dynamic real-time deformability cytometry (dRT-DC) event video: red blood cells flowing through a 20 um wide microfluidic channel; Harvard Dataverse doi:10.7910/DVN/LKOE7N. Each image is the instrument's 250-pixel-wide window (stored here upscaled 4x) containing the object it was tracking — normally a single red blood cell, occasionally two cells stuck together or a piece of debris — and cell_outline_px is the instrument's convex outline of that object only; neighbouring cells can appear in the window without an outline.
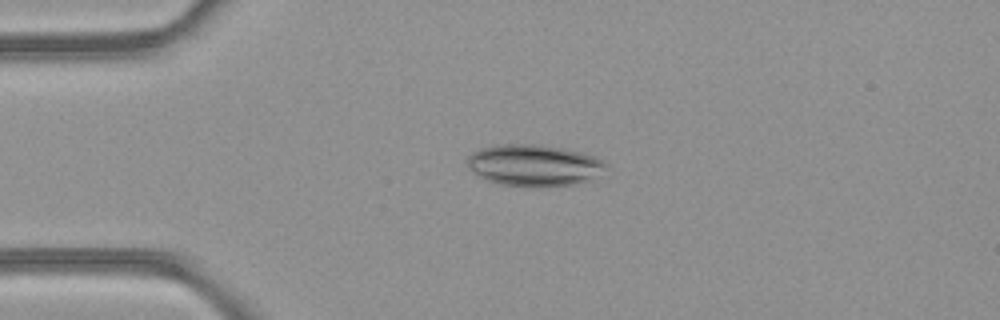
{"species": "common noctule bat (a hibernating species)", "species_latin": "Nyctalus noctula", "temperature_condition": "room temperature", "stored_images_in_passage": 48, "camera_frame_rate_fps": 3000, "um_per_image_px": 0.085, "animal": {"sex": "female", "body_mass_g": 21.9}, "frame": {"image": 1, "passage_image": 11, "time_ms": 3.333, "image_size_px": [1000, 320], "cell_outline_px": [[604, 164], [588, 180], [572, 184], [500, 184], [488, 180], [480, 176], [468, 168], [468, 156], [472, 152], [480, 148], [496, 144], [532, 144], [564, 148], [584, 152], [596, 156], [604, 160]], "centroid_in_image_um": [45.31, 13.98], "position_along_channel_um": 39.7, "area_um2": 32.25}}
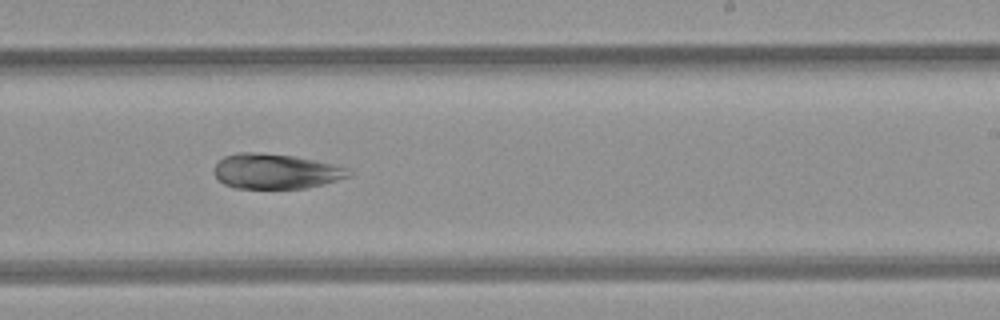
{"frame": {"image": 2, "passage_image": 29, "time_ms": 9.333, "image_size_px": [1000, 320], "cell_outline_px": [[352, 176], [324, 184], [308, 188], [236, 188], [224, 184], [212, 172], [216, 164], [224, 156], [240, 152], [256, 152], [292, 156], [312, 160], [348, 168], [352, 172]], "centroid_in_image_um": [23.43, 14.57], "position_along_channel_um": 265.6, "area_um2": 27.34}}
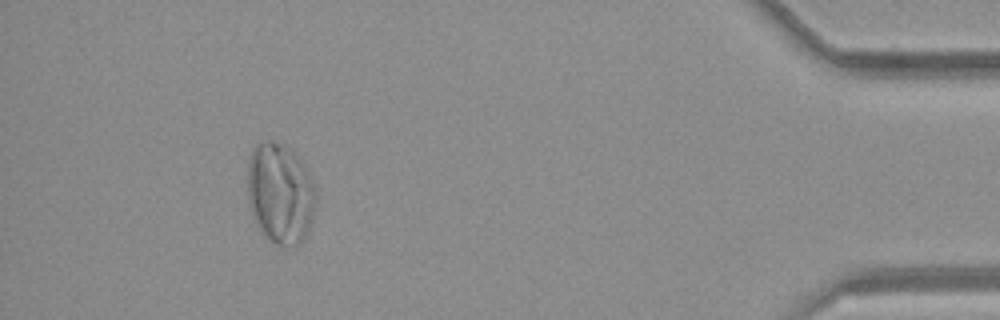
{"frame": {"image": 3, "passage_image": 44, "time_ms": 14.333, "image_size_px": [1000, 320], "cell_outline_px": [[316, 204], [312, 220], [300, 244], [276, 244], [256, 224], [252, 212], [248, 196], [248, 160], [252, 148], [260, 140], [272, 140], [292, 148], [304, 164], [312, 176], [316, 192]], "centroid_in_image_um": [23.84, 16.34], "position_along_channel_um": 411.4, "area_um2": 40.17}}